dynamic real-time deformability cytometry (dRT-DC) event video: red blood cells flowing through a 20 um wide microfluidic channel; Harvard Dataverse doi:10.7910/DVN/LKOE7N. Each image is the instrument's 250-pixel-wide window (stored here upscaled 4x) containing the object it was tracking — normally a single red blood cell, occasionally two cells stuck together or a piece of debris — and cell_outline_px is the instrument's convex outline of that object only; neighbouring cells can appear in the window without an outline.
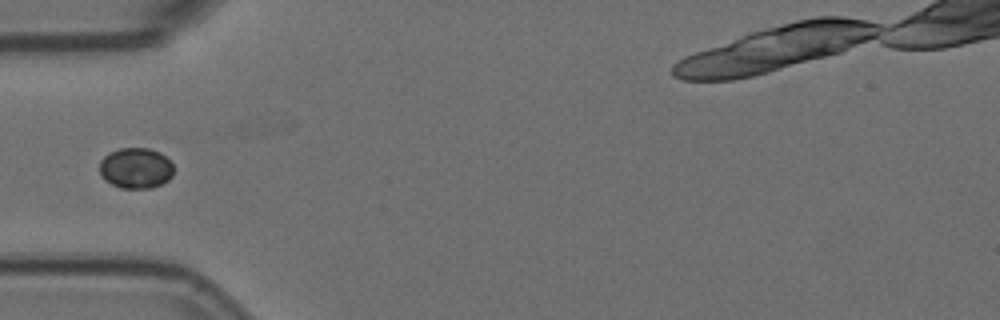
{"species": "Egyptian fruit bat (a non-hibernating species)", "species_latin": "Rousettus aegyptiacus", "temperature_condition": "room temperature", "stored_images_in_passage": 16, "camera_frame_rate_fps": 3000, "um_per_image_px": 0.085, "animal": {"sex": "female"}, "frame": {"image": 1, "passage_image": 5, "time_ms": 1.333, "image_size_px": [1000, 320], "cell_outline_px": [[172, 176], [168, 180], [152, 188], [120, 188], [104, 180], [100, 172], [100, 160], [108, 152], [120, 148], [148, 148], [160, 152], [172, 164]], "centroid_in_image_um": [11.52, 14.29], "position_along_channel_um": 73.5, "area_um2": 17.57}}
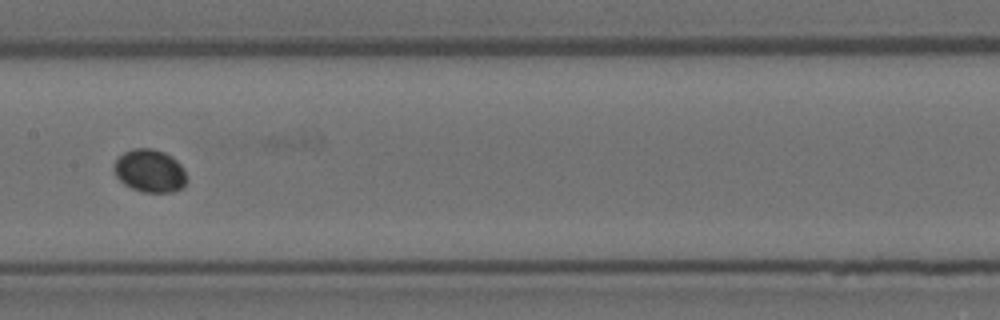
{"frame": {"image": 2, "passage_image": 8, "time_ms": 2.333, "image_size_px": [1000, 320], "cell_outline_px": [[188, 180], [184, 188], [172, 192], [144, 192], [132, 188], [124, 184], [116, 176], [112, 168], [116, 160], [124, 152], [132, 148], [152, 148], [164, 152], [176, 160], [184, 168], [188, 176]], "centroid_in_image_um": [12.76, 14.53], "position_along_channel_um": 194.6, "area_um2": 18.44}}
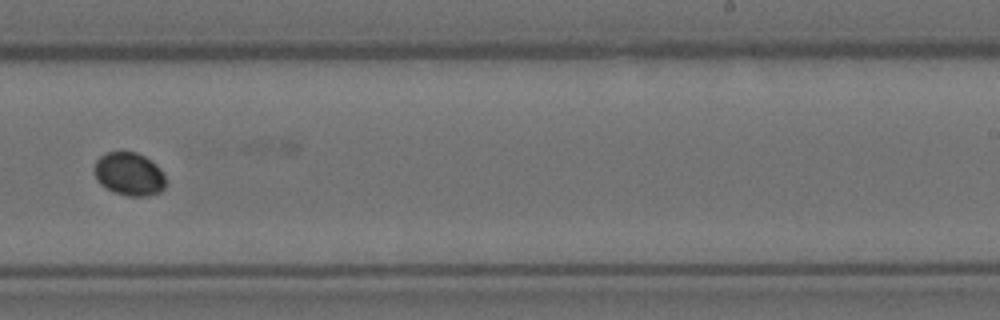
{"frame": {"image": 3, "passage_image": 10, "time_ms": 3.0, "image_size_px": [1000, 320], "cell_outline_px": [[164, 188], [160, 192], [148, 196], [128, 196], [116, 192], [100, 184], [96, 180], [92, 168], [96, 160], [104, 152], [136, 152], [144, 156], [164, 176]], "centroid_in_image_um": [10.9, 14.79], "position_along_channel_um": 278.1, "area_um2": 17.69}}